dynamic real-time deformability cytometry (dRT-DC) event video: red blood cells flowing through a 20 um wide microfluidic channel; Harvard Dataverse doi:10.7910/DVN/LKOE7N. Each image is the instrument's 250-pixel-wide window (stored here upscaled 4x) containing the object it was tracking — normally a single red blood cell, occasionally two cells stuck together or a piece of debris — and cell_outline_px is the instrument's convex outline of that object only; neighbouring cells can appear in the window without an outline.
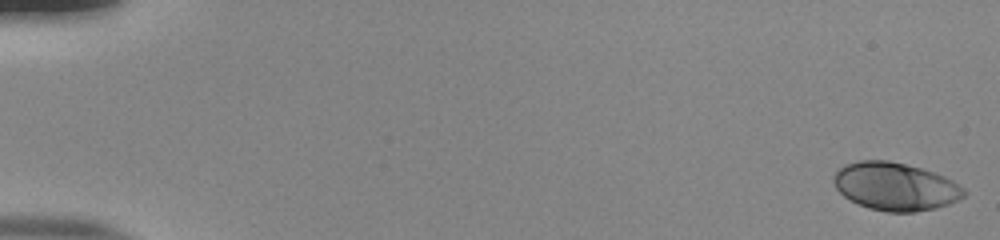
{"species": "human", "species_latin": "Homo sapiens", "temperature_condition": "room temperature", "stored_images_in_passage": 54, "camera_frame_rate_fps": 3000, "um_per_image_px": 0.085, "donor": {"sex": "male"}, "frame": {"image": 1, "passage_image": 1, "time_ms": 0.0, "image_size_px": [1000, 240], "cell_outline_px": [[968, 192], [960, 200], [936, 208], [916, 212], [888, 212], [868, 208], [844, 196], [836, 188], [832, 180], [832, 176], [844, 164], [860, 160], [888, 160], [920, 168], [944, 176], [952, 180], [964, 188]], "centroid_in_image_um": [76.11, 15.85], "position_along_channel_um": 8.9, "area_um2": 36.41}}
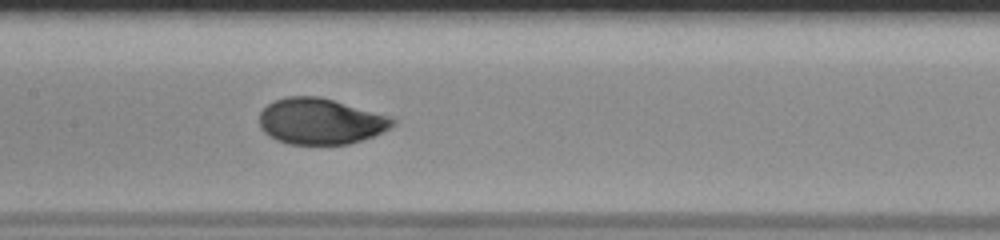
{"frame": {"image": 2, "passage_image": 28, "time_ms": 9.0, "image_size_px": [1000, 240], "cell_outline_px": [[396, 124], [372, 136], [348, 144], [288, 144], [276, 140], [268, 136], [260, 128], [260, 112], [272, 100], [284, 96], [320, 96], [392, 116], [396, 120]], "centroid_in_image_um": [27.22, 10.29], "position_along_channel_um": 180.2, "area_um2": 35.95}}
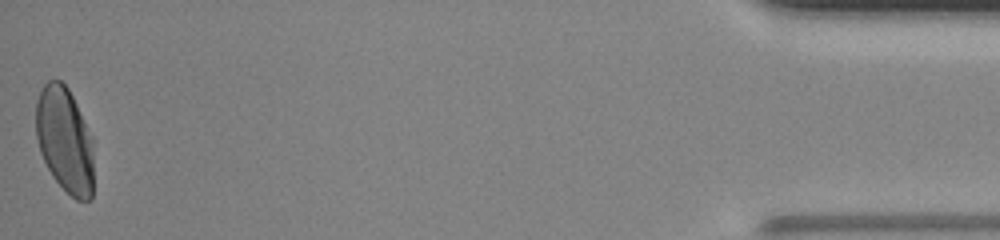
{"frame": {"image": 3, "passage_image": 54, "time_ms": 17.667, "image_size_px": [1000, 240], "cell_outline_px": [[92, 200], [76, 200], [52, 176], [40, 152], [36, 136], [36, 100], [44, 84], [48, 80], [60, 80], [68, 88], [92, 136]], "centroid_in_image_um": [5.49, 11.88], "position_along_channel_um": 429.7, "area_um2": 35.2}, "authors_computed_cell_mechanics": {"area_um2": 35.8938, "velocity_mm_per_s": 3.8487, "shape_relaxation_time_tau1_ms": 3.6643, "shape_relaxation_time_tau2_ms": null, "deformation_change_tau1": 0.1786, "deformation_change_tau2": null}}